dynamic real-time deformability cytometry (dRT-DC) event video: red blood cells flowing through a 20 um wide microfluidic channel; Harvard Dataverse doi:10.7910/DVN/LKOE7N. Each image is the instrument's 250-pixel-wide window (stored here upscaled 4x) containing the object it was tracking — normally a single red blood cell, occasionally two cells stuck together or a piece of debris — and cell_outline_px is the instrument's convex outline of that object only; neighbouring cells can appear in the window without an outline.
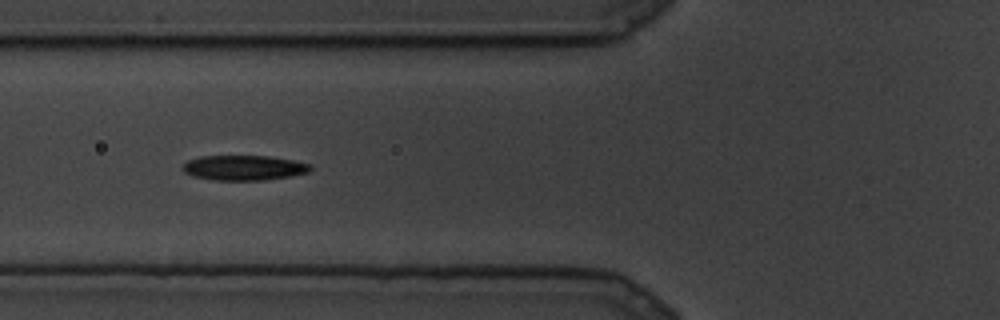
{"species": "common noctule bat (a hibernating species)", "species_latin": "Nyctalus noctula", "temperature_condition": "cold", "stored_images_in_passage": 67, "camera_frame_rate_fps": 3000, "um_per_image_px": 0.085, "animal": {"sex": "male", "body_mass_g": 19.5, "forearm_length_mm": 54.6}, "frame": {"image": 1, "passage_image": 18, "time_ms": 5.667, "image_size_px": [1000, 320], "cell_outline_px": [[312, 168], [308, 172], [288, 176], [264, 180], [212, 180], [192, 176], [184, 172], [180, 168], [188, 160], [200, 156], [268, 156], [292, 160], [312, 164]], "centroid_in_image_um": [20.69, 14.26], "position_along_channel_um": 105.1, "area_um2": 18.61}}
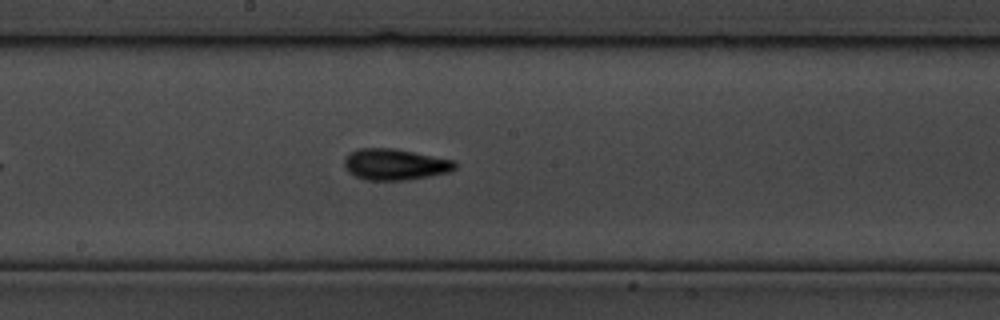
{"frame": {"image": 2, "passage_image": 33, "time_ms": 10.667, "image_size_px": [1000, 320], "cell_outline_px": [[456, 168], [448, 172], [408, 180], [364, 180], [348, 172], [344, 164], [344, 160], [348, 152], [360, 148], [392, 148], [456, 160]], "centroid_in_image_um": [33.56, 13.97], "position_along_channel_um": 214.6, "area_um2": 20.17}}
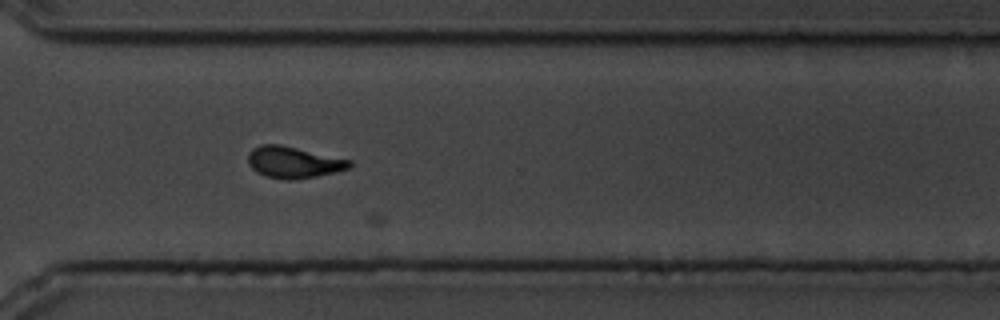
{"frame": {"image": 3, "passage_image": 51, "time_ms": 16.667, "image_size_px": [1000, 320], "cell_outline_px": [[352, 164], [348, 168], [316, 176], [292, 180], [288, 180], [268, 176], [256, 172], [248, 164], [248, 152], [252, 148], [260, 144], [280, 144], [352, 160]], "centroid_in_image_um": [24.91, 13.77], "position_along_channel_um": 345.7, "area_um2": 18.5}}